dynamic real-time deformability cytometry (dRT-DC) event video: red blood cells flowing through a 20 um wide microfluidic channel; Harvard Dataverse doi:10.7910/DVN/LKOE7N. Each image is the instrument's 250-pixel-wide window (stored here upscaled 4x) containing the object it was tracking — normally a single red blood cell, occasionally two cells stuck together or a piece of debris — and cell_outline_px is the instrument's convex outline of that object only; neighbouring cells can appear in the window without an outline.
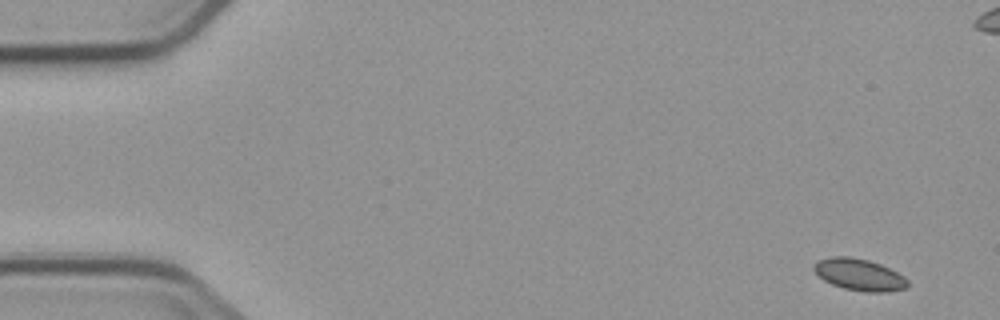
{"species": "common noctule bat (a hibernating species)", "species_latin": "Nyctalus noctula", "temperature_condition": "cold", "stored_images_in_passage": 6, "camera_frame_rate_fps": 3000, "um_per_image_px": 0.085, "animal": {"sex": "male", "body_mass_g": 23.1, "forearm_length_mm": 52.7}, "frame": {"image": 1, "passage_image": 1, "time_ms": 0.0, "image_size_px": [1000, 320], "cell_outline_px": [[908, 288], [884, 292], [868, 292], [844, 288], [832, 284], [824, 280], [812, 268], [812, 264], [816, 260], [832, 256], [848, 256], [868, 260], [880, 264], [904, 276], [908, 280]], "centroid_in_image_um": [73.02, 23.33], "position_along_channel_um": 12.0, "area_um2": 17.34}}